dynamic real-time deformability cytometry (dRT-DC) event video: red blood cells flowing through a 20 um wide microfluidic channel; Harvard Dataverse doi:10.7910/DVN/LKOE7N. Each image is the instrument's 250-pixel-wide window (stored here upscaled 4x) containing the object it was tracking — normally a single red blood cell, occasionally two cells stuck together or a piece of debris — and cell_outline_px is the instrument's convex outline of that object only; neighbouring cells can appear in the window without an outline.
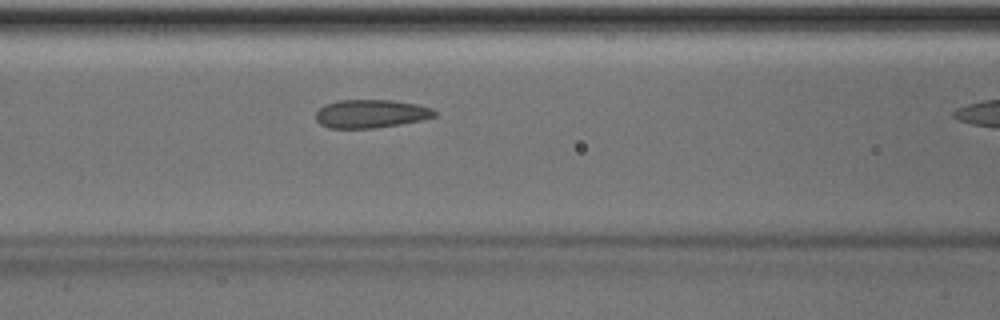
{"species": "Egyptian fruit bat (a non-hibernating species)", "species_latin": "Rousettus aegyptiacus", "temperature_condition": "room temperature", "stored_images_in_passage": 8, "camera_frame_rate_fps": 3000, "um_per_image_px": 0.085, "animal": {"sex": "male"}, "frame": {"image": 1, "passage_image": 7, "time_ms": 2.0, "image_size_px": [1000, 320], "cell_outline_px": [[436, 116], [420, 120], [376, 128], [328, 128], [320, 124], [316, 120], [316, 112], [324, 104], [340, 100], [392, 100], [416, 104], [432, 108], [436, 112]], "centroid_in_image_um": [31.5, 9.66], "position_along_channel_um": 135.1, "area_um2": 19.54}}